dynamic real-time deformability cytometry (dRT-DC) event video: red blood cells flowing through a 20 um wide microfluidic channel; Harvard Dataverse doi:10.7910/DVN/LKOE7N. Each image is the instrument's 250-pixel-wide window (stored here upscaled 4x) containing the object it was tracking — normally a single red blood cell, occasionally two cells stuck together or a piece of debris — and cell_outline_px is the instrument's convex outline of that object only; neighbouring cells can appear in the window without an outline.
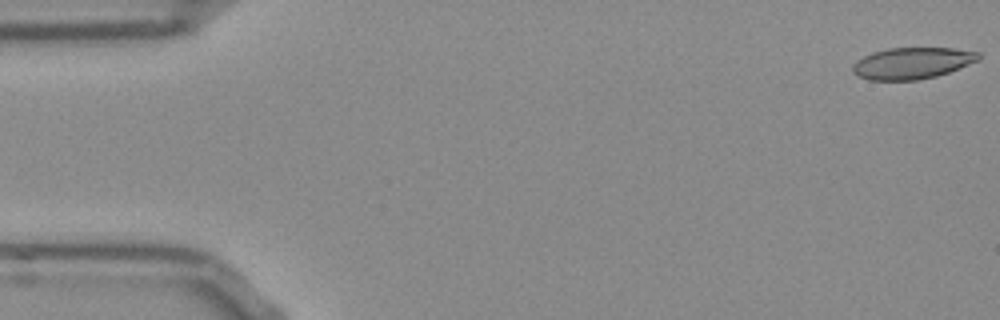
{"species": "Egyptian fruit bat (a non-hibernating species)", "species_latin": "Rousettus aegyptiacus", "temperature_condition": "room temperature", "stored_images_in_passage": 53, "camera_frame_rate_fps": 3000, "um_per_image_px": 0.085, "frame": {"image": 1, "passage_image": 1, "time_ms": 0.0, "image_size_px": [1000, 320], "cell_outline_px": [[980, 60], [948, 72], [936, 76], [916, 80], [868, 80], [852, 72], [852, 64], [856, 60], [872, 52], [888, 48], [952, 48], [980, 52]], "centroid_in_image_um": [77.52, 5.36], "position_along_channel_um": 7.5, "area_um2": 23.12}}
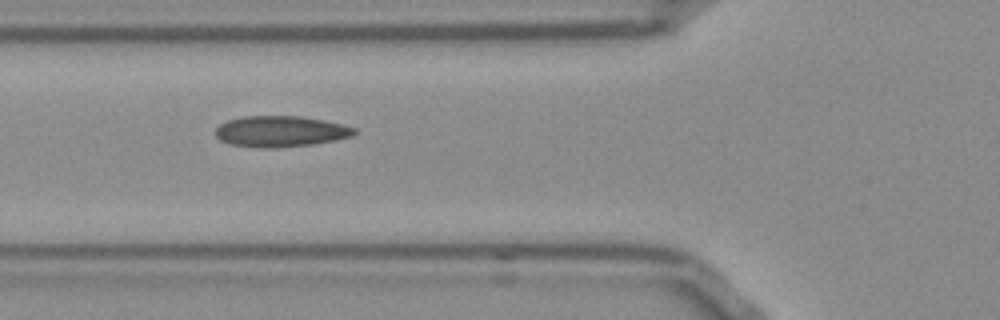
{"frame": {"image": 2, "passage_image": 19, "time_ms": 6.0, "image_size_px": [1000, 320], "cell_outline_px": [[360, 132], [352, 136], [336, 140], [312, 144], [276, 148], [260, 148], [228, 144], [220, 140], [216, 136], [216, 128], [220, 124], [228, 120], [244, 116], [300, 116], [324, 120], [344, 124], [356, 128]], "centroid_in_image_um": [23.88, 11.17], "position_along_channel_um": 101.9, "area_um2": 25.32}}
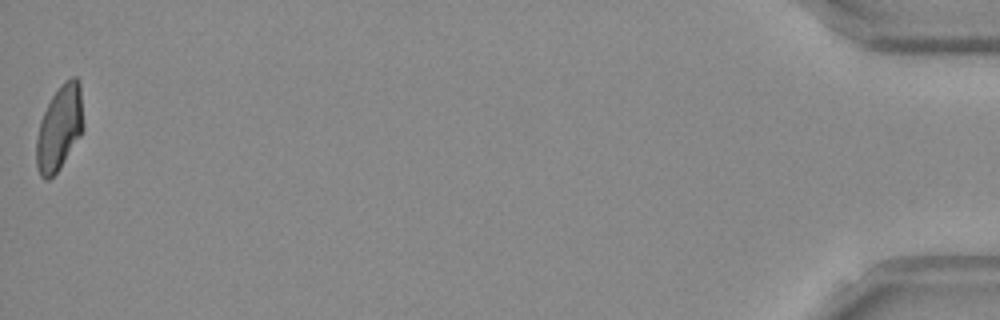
{"frame": {"image": 3, "passage_image": 53, "time_ms": 17.333, "image_size_px": [1000, 320], "cell_outline_px": [[84, 128], [80, 136], [60, 168], [48, 180], [44, 180], [40, 176], [36, 168], [36, 136], [40, 120], [52, 96], [64, 80], [72, 76], [76, 76], [80, 84], [84, 124]], "centroid_in_image_um": [5.05, 10.87], "position_along_channel_um": 430.2, "area_um2": 23.47}, "authors_computed_cell_mechanics": {"area_um2": 23.987, "velocity_mm_per_s": 3.7979, "shape_relaxation_time_tau1_ms": 10.8707, "shape_relaxation_time_tau2_ms": 1.6287, "deformation_change_tau1": 0.2328, "deformation_change_tau2": 0.0758}}